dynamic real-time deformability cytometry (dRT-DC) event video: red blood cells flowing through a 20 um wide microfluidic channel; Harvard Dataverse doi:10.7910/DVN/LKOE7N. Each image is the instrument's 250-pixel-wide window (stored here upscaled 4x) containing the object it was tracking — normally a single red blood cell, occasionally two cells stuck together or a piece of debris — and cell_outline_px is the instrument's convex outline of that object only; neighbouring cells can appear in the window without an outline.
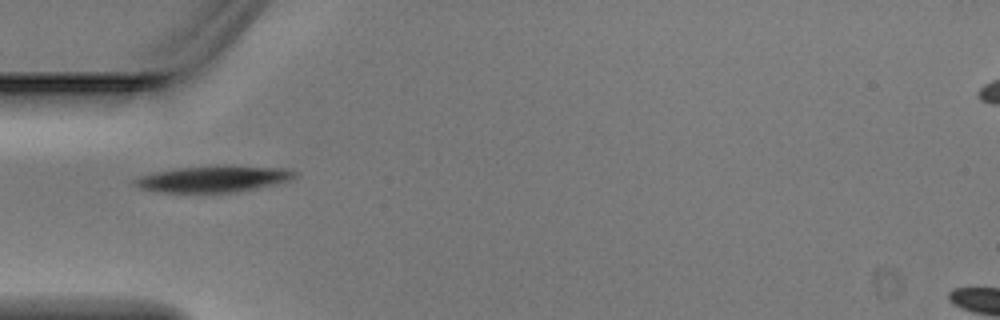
{"species": "Egyptian fruit bat (a non-hibernating species)", "species_latin": "Rousettus aegyptiacus", "temperature_condition": "warm", "stored_images_in_passage": 4, "camera_frame_rate_fps": 3000, "um_per_image_px": 0.085, "animal": {"sex": "male"}, "frame": {"image": 1, "passage_image": 4, "time_ms": 1.0, "image_size_px": [1000, 320], "cell_outline_px": [[296, 176], [292, 180], [276, 184], [236, 192], [164, 192], [140, 188], [132, 184], [132, 180], [140, 176], [172, 168], [216, 164], [224, 164], [284, 168], [296, 172]], "centroid_in_image_um": [18.15, 15.18], "position_along_channel_um": 66.8, "area_um2": 25.09}}